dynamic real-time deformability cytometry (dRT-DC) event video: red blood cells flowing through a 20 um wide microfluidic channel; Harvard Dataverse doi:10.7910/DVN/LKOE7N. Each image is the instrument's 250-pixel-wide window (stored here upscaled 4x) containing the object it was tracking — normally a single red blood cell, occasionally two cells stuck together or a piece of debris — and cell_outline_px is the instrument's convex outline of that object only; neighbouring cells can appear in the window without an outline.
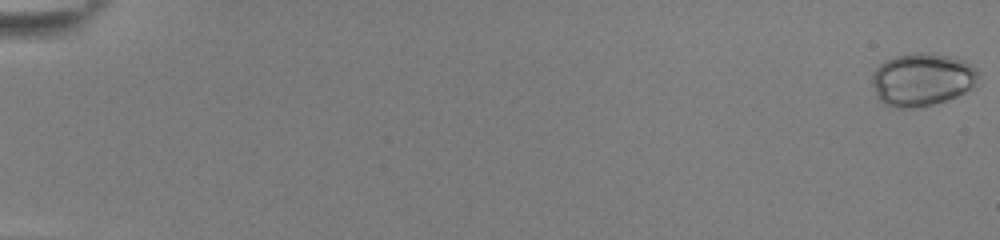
{"species": "common noctule bat (a hibernating species)", "species_latin": "Nyctalus noctula", "temperature_condition": "room temperature", "stored_images_in_passage": 55, "camera_frame_rate_fps": 3000, "um_per_image_px": 0.085, "animal": {"sex": "female", "body_mass_g": 22.0, "forearm_length_mm": 56.7}, "frame": {"image": 1, "passage_image": 1, "time_ms": 0.0, "image_size_px": [1000, 240], "cell_outline_px": [[980, 72], [972, 84], [964, 92], [956, 96], [932, 104], [916, 108], [896, 108], [884, 104], [876, 96], [872, 84], [872, 72], [880, 64], [896, 56], [916, 52], [924, 52], [956, 56], [972, 64]], "centroid_in_image_um": [78.35, 6.74], "position_along_channel_um": 6.6, "area_um2": 32.77}}
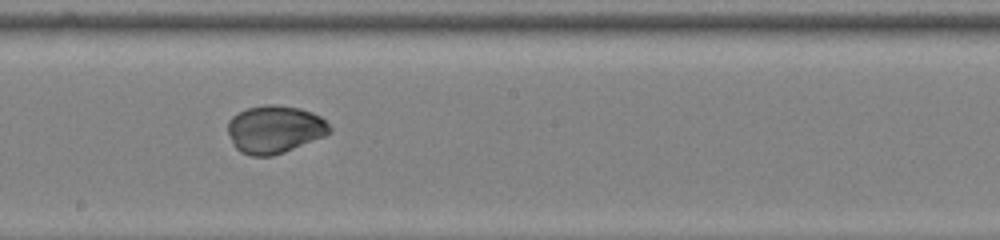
{"frame": {"image": 2, "passage_image": 33, "time_ms": 10.667, "image_size_px": [1000, 240], "cell_outline_px": [[332, 132], [324, 136], [284, 152], [272, 156], [252, 156], [240, 152], [232, 144], [228, 132], [228, 120], [232, 116], [248, 108], [264, 104], [276, 104], [300, 108], [312, 112], [320, 116], [332, 128]], "centroid_in_image_um": [23.34, 10.99], "position_along_channel_um": 224.9, "area_um2": 28.44}}
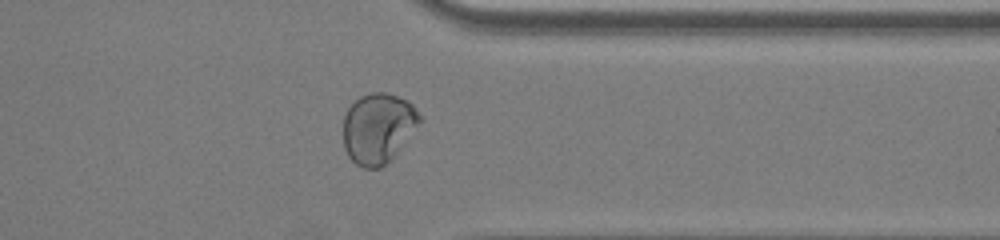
{"frame": {"image": 3, "passage_image": 45, "time_ms": 14.667, "image_size_px": [1000, 240], "cell_outline_px": [[424, 120], [396, 152], [380, 168], [364, 168], [356, 164], [348, 156], [344, 148], [344, 116], [348, 108], [360, 96], [372, 92], [384, 92], [408, 100], [412, 104]], "centroid_in_image_um": [32.15, 10.87], "position_along_channel_um": 379.3, "area_um2": 31.15}, "authors_computed_cell_mechanics": {"area_um2": 29.6514, "velocity_mm_per_s": 3.8859, "shape_relaxation_time_tau1_ms": 5.632, "shape_relaxation_time_tau2_ms": 0.6964, "deformation_change_tau1": 0.1906, "deformation_change_tau2": 0.0254}}